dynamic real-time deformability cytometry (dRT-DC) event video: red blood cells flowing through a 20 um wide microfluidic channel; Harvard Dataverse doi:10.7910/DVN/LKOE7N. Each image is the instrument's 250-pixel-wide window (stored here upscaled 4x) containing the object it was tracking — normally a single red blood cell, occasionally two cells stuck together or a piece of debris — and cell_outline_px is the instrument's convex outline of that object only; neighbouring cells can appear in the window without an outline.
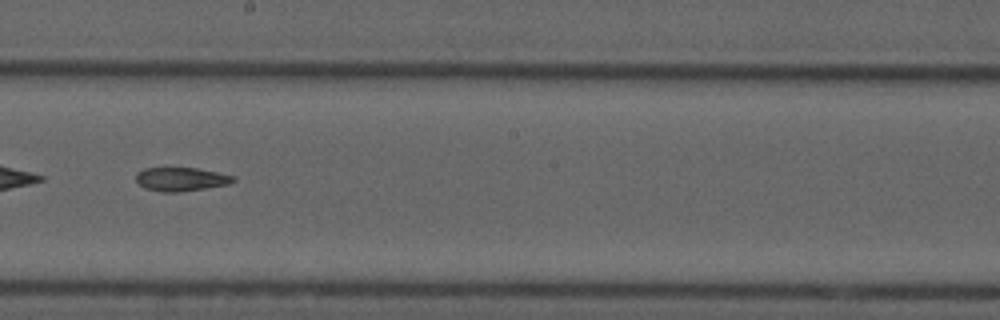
{"species": "common noctule bat (a hibernating species)", "species_latin": "Nyctalus noctula", "temperature_condition": "cold", "stored_images_in_passage": 52, "segment_of_instrument_passage": [2, 2], "camera_frame_rate_fps": 3000, "um_per_image_px": 0.085, "animal": {"sex": "male", "forearm_length_mm": 52.5}, "frame": {"image": 1, "passage_image": 30, "time_ms": 9.667, "image_size_px": [1000, 320], "cell_outline_px": [[236, 180], [228, 184], [180, 192], [160, 192], [144, 188], [136, 180], [136, 172], [144, 168], [196, 168], [236, 176]], "centroid_in_image_um": [15.37, 15.23], "position_along_channel_um": 232.8, "area_um2": 13.41}}
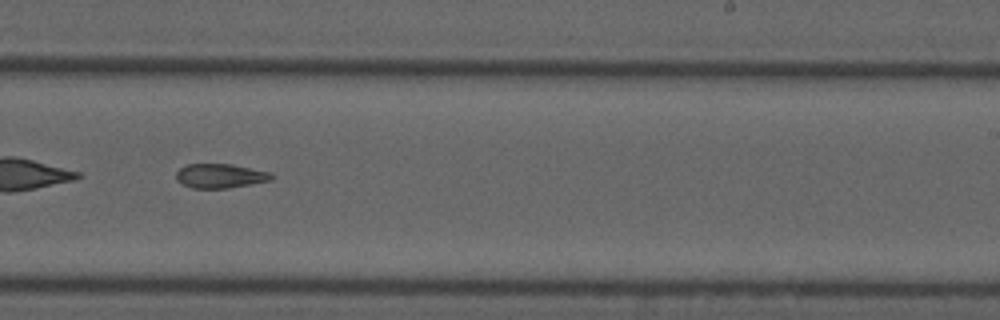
{"frame": {"image": 2, "passage_image": 33, "time_ms": 10.667, "image_size_px": [1000, 320], "cell_outline_px": [[272, 180], [228, 188], [192, 188], [176, 180], [176, 172], [180, 168], [188, 164], [232, 164], [272, 172]], "centroid_in_image_um": [18.72, 14.94], "position_along_channel_um": 270.3, "area_um2": 13.47}}